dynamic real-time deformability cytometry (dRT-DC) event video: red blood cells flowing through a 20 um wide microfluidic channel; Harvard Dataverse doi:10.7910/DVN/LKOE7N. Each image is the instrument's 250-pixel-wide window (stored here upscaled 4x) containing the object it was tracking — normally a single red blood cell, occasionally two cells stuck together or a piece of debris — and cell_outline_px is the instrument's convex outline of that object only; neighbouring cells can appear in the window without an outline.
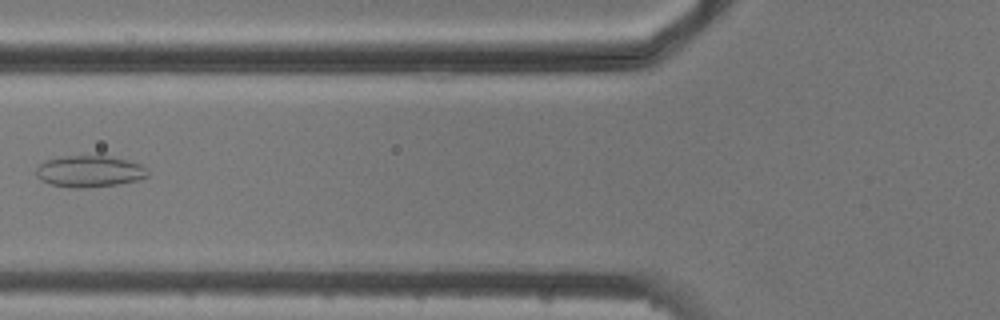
{"species": "common noctule bat (a hibernating species)", "species_latin": "Nyctalus noctula", "temperature_condition": "cold", "stored_images_in_passage": 6, "camera_frame_rate_fps": 3000, "um_per_image_px": 0.085, "animal": {"sex": "male", "body_mass_g": 20.5, "forearm_length_mm": 52.5}, "frame": {"image": 1, "passage_image": 5, "time_ms": 5.667, "image_size_px": [1000, 320], "cell_outline_px": [[148, 176], [136, 180], [116, 184], [84, 188], [72, 188], [52, 184], [40, 180], [36, 176], [36, 168], [44, 160], [64, 156], [108, 156], [128, 160], [140, 164], [148, 172]], "centroid_in_image_um": [7.56, 14.56], "position_along_channel_um": 118.2, "area_um2": 20.35}}